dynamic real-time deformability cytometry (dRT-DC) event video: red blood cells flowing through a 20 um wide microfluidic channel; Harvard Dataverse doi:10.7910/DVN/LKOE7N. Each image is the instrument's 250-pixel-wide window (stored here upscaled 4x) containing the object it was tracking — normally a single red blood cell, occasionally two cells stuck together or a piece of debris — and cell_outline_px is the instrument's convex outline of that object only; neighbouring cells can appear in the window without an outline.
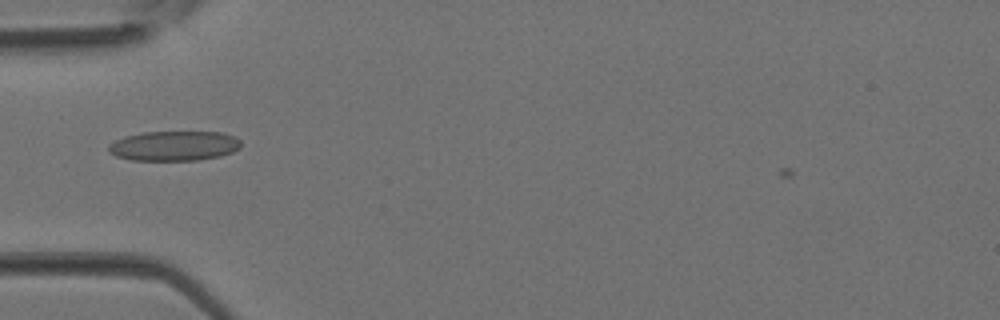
{"species": "Egyptian fruit bat (a non-hibernating species)", "species_latin": "Rousettus aegyptiacus", "temperature_condition": "room temperature", "stored_images_in_passage": 2, "camera_frame_rate_fps": 3000, "um_per_image_px": 0.085, "animal": {"sex": "female"}, "frame": {"image": 1, "passage_image": 2, "time_ms": 0.333, "image_size_px": [1000, 320], "cell_outline_px": [[240, 148], [232, 152], [220, 156], [196, 160], [132, 160], [116, 156], [108, 152], [108, 144], [124, 136], [144, 132], [220, 132], [236, 136], [240, 140]], "centroid_in_image_um": [14.79, 12.39], "position_along_channel_um": 70.2, "area_um2": 23.06}}